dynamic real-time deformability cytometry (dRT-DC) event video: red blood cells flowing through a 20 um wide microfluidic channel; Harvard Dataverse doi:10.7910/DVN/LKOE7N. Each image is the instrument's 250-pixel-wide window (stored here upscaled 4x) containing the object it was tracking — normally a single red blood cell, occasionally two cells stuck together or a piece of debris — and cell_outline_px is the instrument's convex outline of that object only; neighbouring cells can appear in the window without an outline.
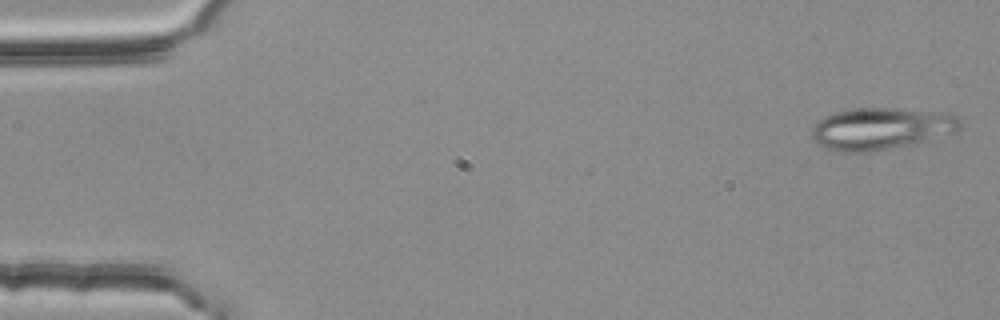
{"species": "common noctule bat (a hibernating species)", "species_latin": "Nyctalus noctula", "temperature_condition": "room temperature", "stored_images_in_passage": 4, "camera_frame_rate_fps": 3000, "um_per_image_px": 0.085, "animal": {"sex": "female", "body_mass_g": 25.1}, "frame": {"image": 1, "passage_image": 1, "time_ms": 0.0, "image_size_px": [1000, 320], "cell_outline_px": [[964, 124], [960, 132], [916, 144], [868, 152], [840, 152], [828, 148], [812, 140], [812, 128], [824, 116], [836, 112], [852, 108], [892, 108], [952, 112], [960, 116]], "centroid_in_image_um": [75.04, 10.92], "position_along_channel_um": 10.0, "area_um2": 37.17}}